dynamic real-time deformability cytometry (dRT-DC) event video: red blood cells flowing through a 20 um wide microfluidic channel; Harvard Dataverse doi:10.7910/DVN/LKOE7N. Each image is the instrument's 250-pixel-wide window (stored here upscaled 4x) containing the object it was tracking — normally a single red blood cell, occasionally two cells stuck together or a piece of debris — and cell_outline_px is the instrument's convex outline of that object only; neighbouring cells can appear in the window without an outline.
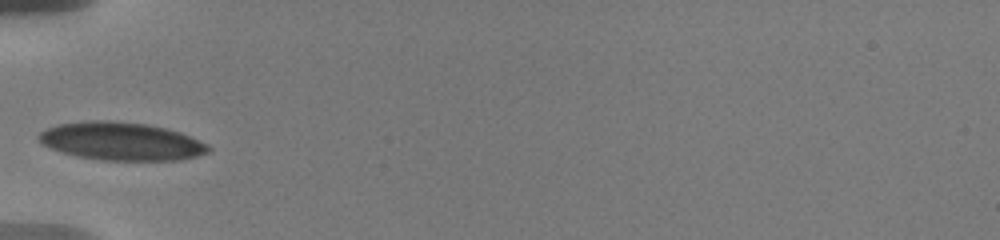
{"species": "human", "species_latin": "Homo sapiens", "temperature_condition": "warm", "stored_images_in_passage": 7, "camera_frame_rate_fps": 3000, "um_per_image_px": 0.085, "donor": {"sex": "male"}, "frame": {"image": 1, "passage_image": 1, "time_ms": 0.0, "image_size_px": [1000, 240], "cell_outline_px": [[212, 148], [208, 152], [196, 156], [180, 160], [100, 160], [76, 156], [52, 148], [44, 144], [36, 136], [40, 132], [56, 124], [84, 120], [112, 120], [144, 124], [164, 128], [180, 132], [208, 144]], "centroid_in_image_um": [10.3, 12.0], "position_along_channel_um": 74.7, "area_um2": 37.51}}
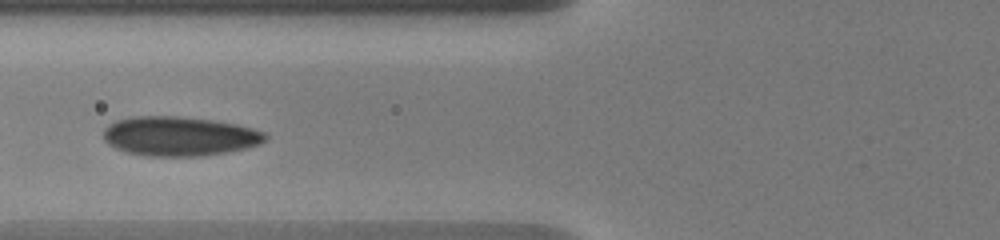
{"frame": {"image": 2, "passage_image": 6, "time_ms": 1.0, "image_size_px": [1000, 240], "cell_outline_px": [[268, 136], [260, 144], [244, 148], [224, 152], [200, 156], [144, 156], [124, 152], [108, 144], [104, 140], [104, 128], [108, 124], [116, 120], [132, 116], [176, 116], [212, 120], [236, 124], [252, 128], [264, 132]], "centroid_in_image_um": [15.19, 11.57], "position_along_channel_um": 110.6, "area_um2": 37.17}}